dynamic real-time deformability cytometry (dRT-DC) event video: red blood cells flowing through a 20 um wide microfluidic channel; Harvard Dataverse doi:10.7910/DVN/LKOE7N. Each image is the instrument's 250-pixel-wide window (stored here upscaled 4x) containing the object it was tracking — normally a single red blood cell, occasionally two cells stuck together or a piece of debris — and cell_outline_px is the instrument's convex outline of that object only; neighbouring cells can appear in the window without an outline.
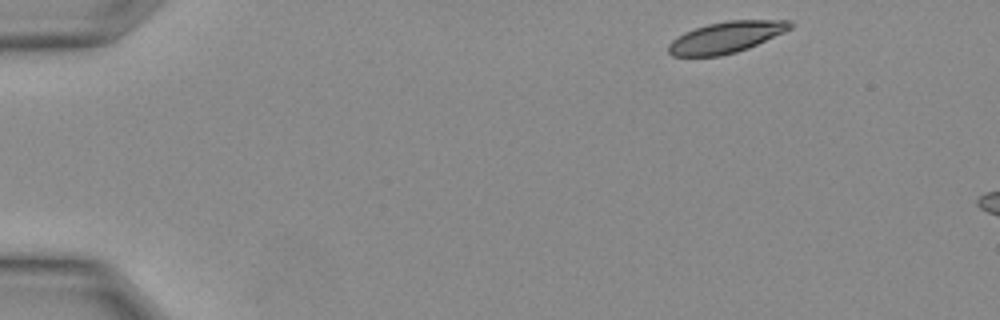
{"species": "Egyptian fruit bat (a non-hibernating species)", "species_latin": "Rousettus aegyptiacus", "temperature_condition": "warm", "stored_images_in_passage": 15, "camera_frame_rate_fps": 3000, "um_per_image_px": 0.085, "animal": {"sex": "female"}, "frame": {"image": 1, "passage_image": 1, "time_ms": 0.0, "image_size_px": [1000, 320], "cell_outline_px": [[792, 28], [784, 32], [748, 48], [736, 52], [720, 56], [672, 56], [668, 52], [668, 44], [672, 40], [684, 32], [708, 24], [728, 20], [788, 20], [792, 24]], "centroid_in_image_um": [61.7, 3.17], "position_along_channel_um": 23.3, "area_um2": 22.02}}
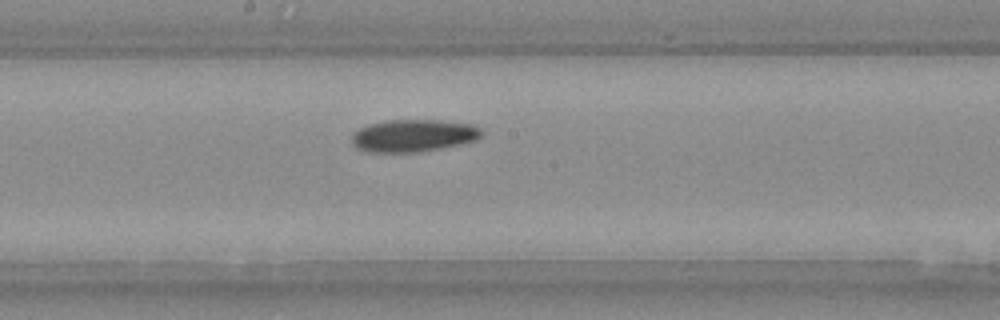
{"frame": {"image": 2, "passage_image": 13, "time_ms": 4.0, "image_size_px": [1000, 320], "cell_outline_px": [[484, 132], [476, 140], [460, 144], [440, 148], [416, 152], [368, 152], [356, 148], [352, 144], [352, 136], [360, 128], [368, 124], [388, 120], [440, 120], [472, 124], [480, 128]], "centroid_in_image_um": [35.14, 11.52], "position_along_channel_um": 213.1, "area_um2": 24.45}}
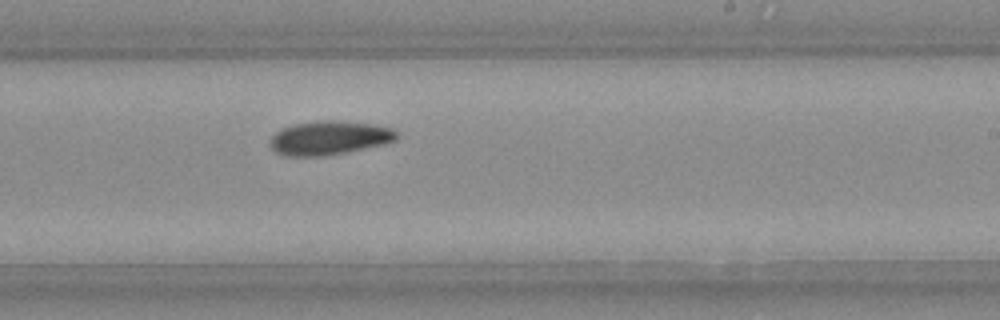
{"frame": {"image": 3, "passage_image": 15, "time_ms": 4.667, "image_size_px": [1000, 320], "cell_outline_px": [[396, 136], [392, 140], [384, 144], [344, 152], [320, 156], [288, 156], [276, 152], [272, 148], [272, 136], [276, 132], [292, 124], [320, 120], [332, 120], [372, 124], [392, 128], [396, 132]], "centroid_in_image_um": [27.96, 11.71], "position_along_channel_um": 261.0, "area_um2": 24.45}}